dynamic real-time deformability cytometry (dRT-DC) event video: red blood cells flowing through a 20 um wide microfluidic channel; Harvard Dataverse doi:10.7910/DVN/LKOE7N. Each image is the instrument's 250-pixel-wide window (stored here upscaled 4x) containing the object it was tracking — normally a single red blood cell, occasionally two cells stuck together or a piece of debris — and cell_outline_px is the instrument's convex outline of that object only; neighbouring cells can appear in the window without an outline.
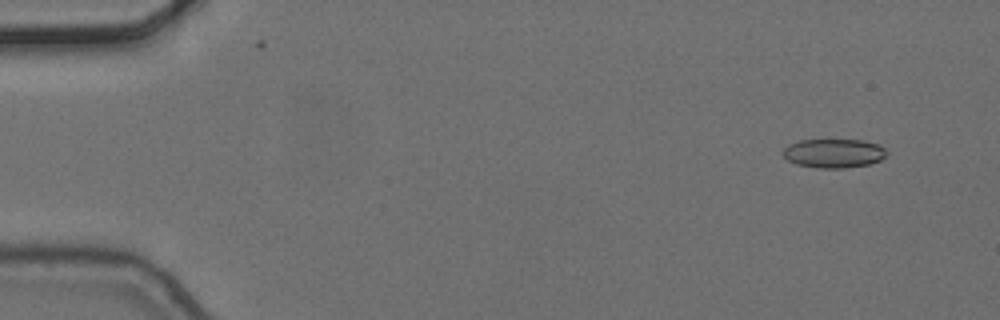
{"species": "common noctule bat (a hibernating species)", "species_latin": "Nyctalus noctula", "temperature_condition": "cold", "stored_images_in_passage": 7, "camera_frame_rate_fps": 3000, "um_per_image_px": 0.085, "animal": {"sex": "female", "body_mass_g": 24.6, "forearm_length_mm": 56.2}, "frame": {"image": 1, "passage_image": 2, "time_ms": 0.333, "image_size_px": [1000, 320], "cell_outline_px": [[888, 156], [880, 160], [868, 164], [844, 168], [816, 168], [796, 164], [788, 160], [784, 156], [784, 148], [788, 144], [800, 140], [864, 140], [880, 144], [888, 152]], "centroid_in_image_um": [70.91, 13.02], "position_along_channel_um": 14.1, "area_um2": 17.63}}
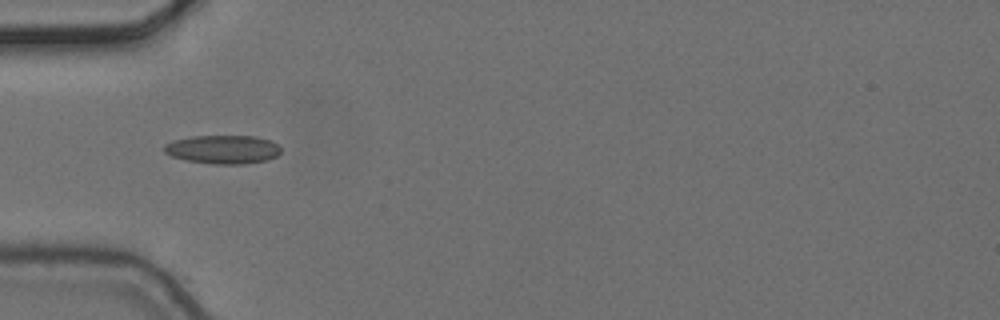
{"frame": {"image": 2, "passage_image": 6, "time_ms": 1.667, "image_size_px": [1000, 320], "cell_outline_px": [[280, 152], [276, 156], [268, 160], [244, 164], [212, 164], [184, 160], [172, 156], [164, 152], [164, 144], [172, 140], [192, 136], [256, 136], [272, 140], [280, 148]], "centroid_in_image_um": [18.94, 12.7], "position_along_channel_um": 66.1, "area_um2": 19.65}}